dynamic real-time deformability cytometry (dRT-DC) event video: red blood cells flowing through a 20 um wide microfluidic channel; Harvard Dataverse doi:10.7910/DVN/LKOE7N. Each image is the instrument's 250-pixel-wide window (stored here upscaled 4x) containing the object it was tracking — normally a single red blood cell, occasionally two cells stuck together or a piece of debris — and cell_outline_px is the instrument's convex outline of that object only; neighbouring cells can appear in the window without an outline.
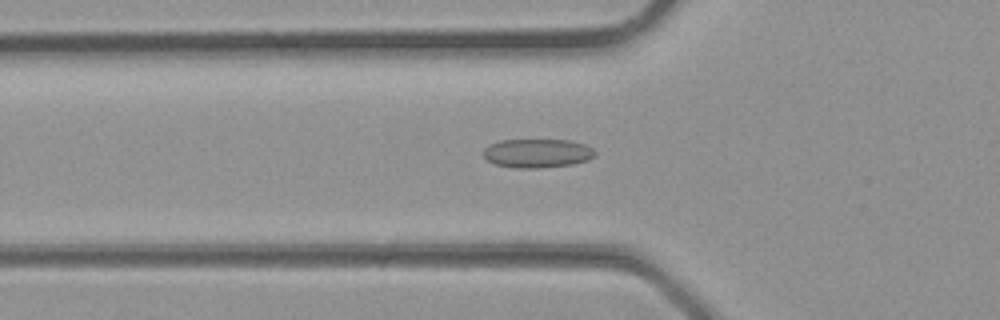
{"species": "common noctule bat (a hibernating species)", "species_latin": "Nyctalus noctula", "temperature_condition": "room temperature", "stored_images_in_passage": 31, "camera_frame_rate_fps": 3000, "um_per_image_px": 0.085, "animal": {"sex": "male", "body_mass_g": 23.1, "forearm_length_mm": 52.7}, "frame": {"image": 1, "passage_image": 9, "time_ms": 2.667, "image_size_px": [1000, 320], "cell_outline_px": [[596, 156], [588, 160], [572, 164], [536, 168], [516, 168], [496, 164], [488, 160], [484, 156], [484, 148], [500, 140], [568, 140], [584, 144], [592, 148], [596, 152]], "centroid_in_image_um": [45.7, 13.02], "position_along_channel_um": 80.1, "area_um2": 18.61}}
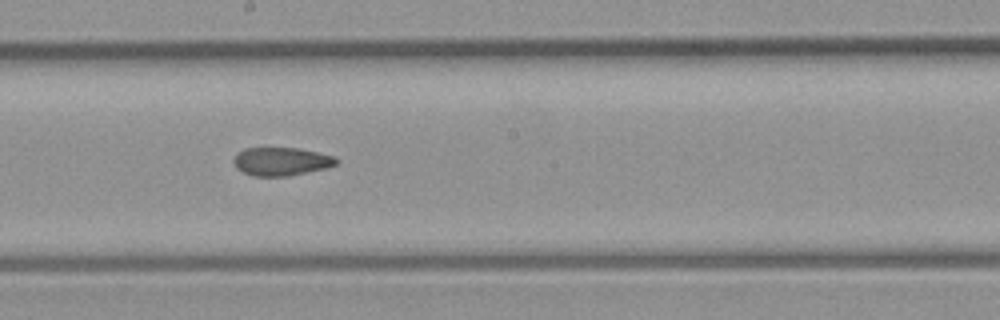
{"frame": {"image": 2, "passage_image": 16, "time_ms": 5.0, "image_size_px": [1000, 320], "cell_outline_px": [[340, 160], [336, 164], [328, 168], [288, 176], [252, 176], [236, 168], [232, 160], [236, 152], [244, 148], [300, 148], [336, 156]], "centroid_in_image_um": [23.92, 13.72], "position_along_channel_um": 224.3, "area_um2": 17.22}}
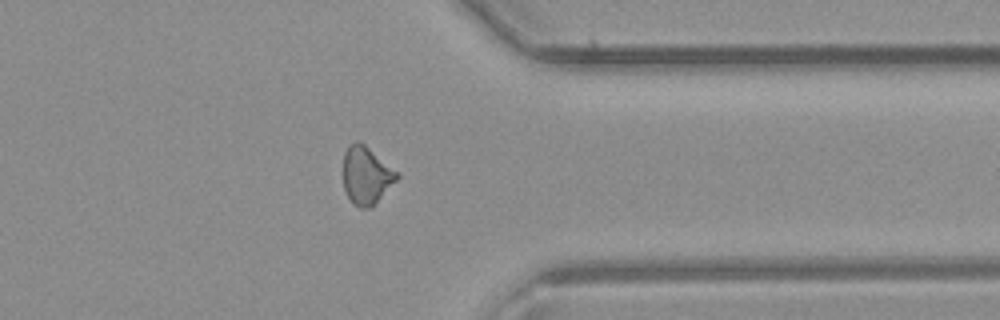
{"frame": {"image": 3, "passage_image": 24, "time_ms": 7.667, "image_size_px": [1000, 320], "cell_outline_px": [[400, 176], [368, 208], [360, 208], [352, 204], [344, 188], [344, 152], [348, 144], [356, 140], [360, 140], [400, 172]], "centroid_in_image_um": [31.13, 14.84], "position_along_channel_um": 380.3, "area_um2": 18.03}}